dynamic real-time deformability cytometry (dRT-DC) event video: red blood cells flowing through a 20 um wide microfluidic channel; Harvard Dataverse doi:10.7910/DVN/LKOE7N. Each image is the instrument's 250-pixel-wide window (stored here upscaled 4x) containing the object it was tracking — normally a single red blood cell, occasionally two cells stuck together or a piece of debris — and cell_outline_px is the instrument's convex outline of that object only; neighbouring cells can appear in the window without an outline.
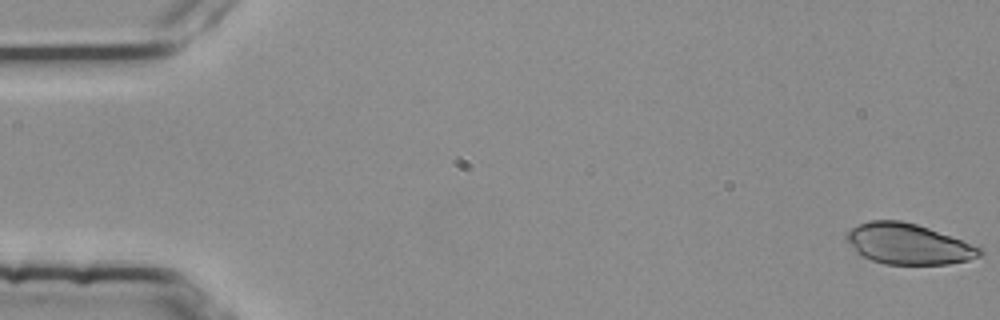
{"species": "common noctule bat (a hibernating species)", "species_latin": "Nyctalus noctula", "temperature_condition": "room temperature", "stored_images_in_passage": 4, "segment_of_instrument_passage": [2, 2], "camera_frame_rate_fps": 3000, "um_per_image_px": 0.085, "animal": {"sex": "female", "body_mass_g": 25.1}, "frame": {"image": 1, "passage_image": 4, "time_ms": 1.0, "image_size_px": [1000, 320], "cell_outline_px": [[984, 252], [980, 256], [968, 260], [948, 264], [884, 264], [860, 256], [856, 252], [844, 236], [856, 224], [872, 220], [900, 220], [916, 224], [928, 228], [960, 240], [980, 248]], "centroid_in_image_um": [77.15, 20.74], "position_along_channel_um": 7.9, "area_um2": 31.27}}